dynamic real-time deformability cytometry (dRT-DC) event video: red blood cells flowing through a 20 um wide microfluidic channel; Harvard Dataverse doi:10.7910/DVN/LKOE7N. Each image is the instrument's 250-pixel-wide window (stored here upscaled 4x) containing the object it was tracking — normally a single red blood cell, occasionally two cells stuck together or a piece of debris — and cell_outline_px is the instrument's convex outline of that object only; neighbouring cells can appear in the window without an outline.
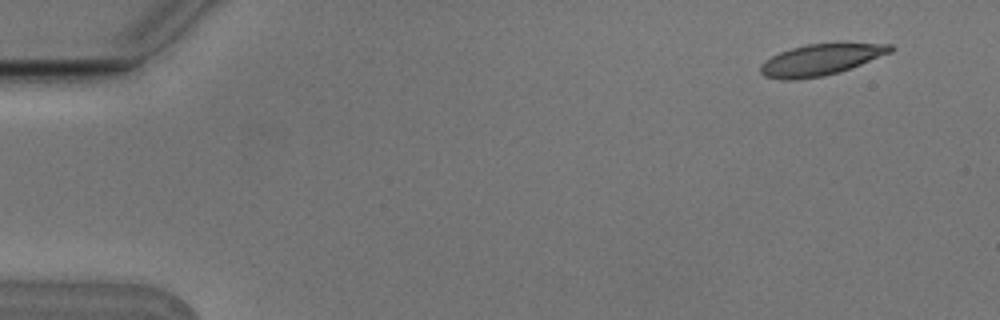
{"species": "Egyptian fruit bat (a non-hibernating species)", "species_latin": "Rousettus aegyptiacus", "temperature_condition": "cold", "stored_images_in_passage": 2, "camera_frame_rate_fps": 3000, "um_per_image_px": 0.085, "animal": {"sex": "male"}, "frame": {"image": 1, "passage_image": 1, "time_ms": 0.0, "image_size_px": [1000, 320], "cell_outline_px": [[896, 48], [892, 52], [840, 72], [824, 76], [796, 80], [780, 80], [764, 76], [760, 72], [760, 68], [772, 56], [780, 52], [792, 48], [808, 44], [892, 44]], "centroid_in_image_um": [69.77, 5.1], "position_along_channel_um": 15.2, "area_um2": 23.29}}